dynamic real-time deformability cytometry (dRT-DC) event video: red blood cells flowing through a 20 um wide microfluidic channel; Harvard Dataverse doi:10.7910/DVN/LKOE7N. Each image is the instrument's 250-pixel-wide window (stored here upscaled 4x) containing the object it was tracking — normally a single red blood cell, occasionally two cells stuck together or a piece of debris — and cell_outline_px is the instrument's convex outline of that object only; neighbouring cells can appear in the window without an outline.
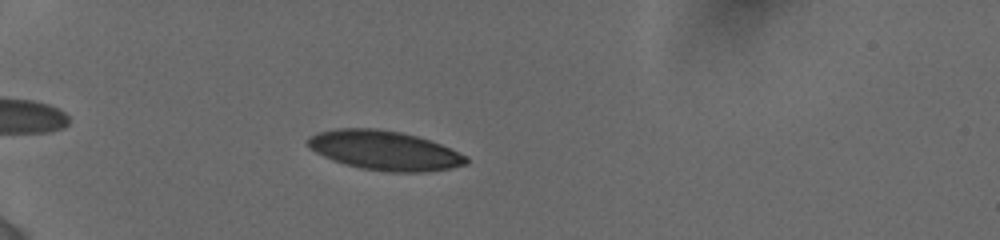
{"species": "human", "species_latin": "Homo sapiens", "temperature_condition": "cold", "stored_images_in_passage": 60, "camera_frame_rate_fps": 3000, "um_per_image_px": 0.085, "donor": {"sex": "female"}, "frame": {"image": 1, "passage_image": 14, "time_ms": 2.333, "image_size_px": [1000, 240], "cell_outline_px": [[468, 164], [452, 168], [428, 172], [388, 172], [360, 168], [344, 164], [332, 160], [316, 152], [308, 144], [308, 136], [320, 132], [336, 128], [376, 128], [400, 132], [416, 136], [440, 144], [468, 156]], "centroid_in_image_um": [32.71, 12.8], "position_along_channel_um": 52.3, "area_um2": 36.3}}
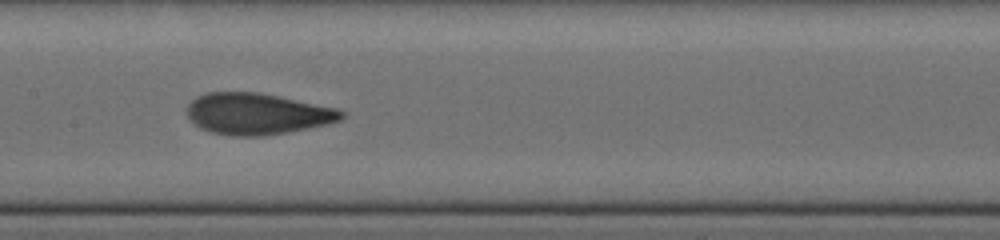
{"frame": {"image": 2, "passage_image": 41, "time_ms": 6.667, "image_size_px": [1000, 240], "cell_outline_px": [[344, 116], [340, 120], [308, 128], [288, 132], [260, 136], [228, 136], [212, 132], [200, 128], [188, 120], [184, 112], [184, 108], [196, 96], [208, 92], [260, 92], [336, 108], [344, 112]], "centroid_in_image_um": [21.77, 9.67], "position_along_channel_um": 185.6, "area_um2": 37.45}}
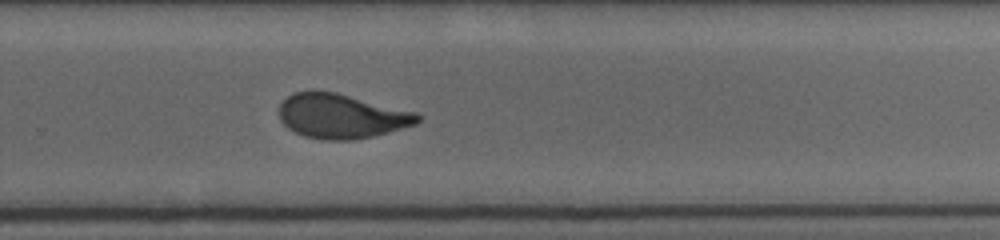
{"frame": {"image": 3, "passage_image": 59, "time_ms": 9.667, "image_size_px": [1000, 240], "cell_outline_px": [[420, 120], [416, 124], [388, 132], [372, 136], [352, 140], [324, 140], [304, 136], [288, 128], [280, 120], [280, 104], [292, 92], [336, 92], [416, 112], [420, 116]], "centroid_in_image_um": [29.02, 9.88], "position_along_channel_um": 300.8, "area_um2": 35.55}}